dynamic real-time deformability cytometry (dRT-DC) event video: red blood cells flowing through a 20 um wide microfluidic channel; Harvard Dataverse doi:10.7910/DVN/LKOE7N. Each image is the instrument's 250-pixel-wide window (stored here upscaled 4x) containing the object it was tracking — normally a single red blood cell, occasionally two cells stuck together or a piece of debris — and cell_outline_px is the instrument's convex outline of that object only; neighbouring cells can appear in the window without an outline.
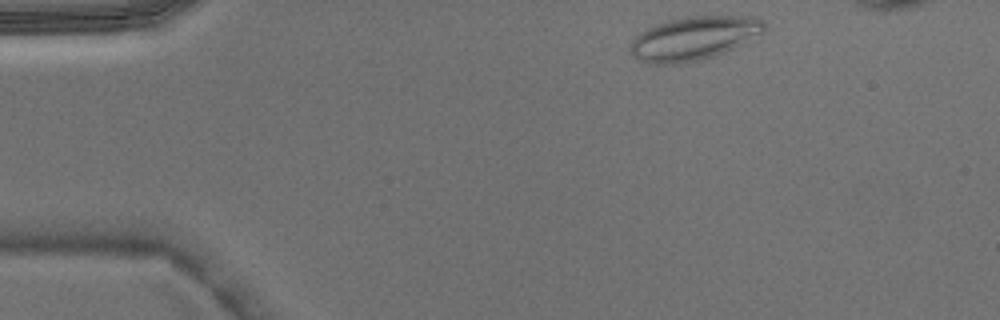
{"species": "Egyptian fruit bat (a non-hibernating species)", "species_latin": "Rousettus aegyptiacus", "temperature_condition": "warm", "stored_images_in_passage": 3, "camera_frame_rate_fps": 3000, "um_per_image_px": 0.085, "animal": {"sex": "male"}, "frame": {"image": 1, "passage_image": 1, "time_ms": 0.0, "image_size_px": [1000, 320], "cell_outline_px": [[764, 28], [760, 32], [740, 44], [724, 52], [700, 60], [676, 64], [652, 64], [640, 60], [632, 56], [628, 52], [628, 44], [640, 32], [656, 24], [668, 20], [688, 16], [756, 16], [764, 24]], "centroid_in_image_um": [58.87, 3.26], "position_along_channel_um": 26.1, "area_um2": 33.7}}